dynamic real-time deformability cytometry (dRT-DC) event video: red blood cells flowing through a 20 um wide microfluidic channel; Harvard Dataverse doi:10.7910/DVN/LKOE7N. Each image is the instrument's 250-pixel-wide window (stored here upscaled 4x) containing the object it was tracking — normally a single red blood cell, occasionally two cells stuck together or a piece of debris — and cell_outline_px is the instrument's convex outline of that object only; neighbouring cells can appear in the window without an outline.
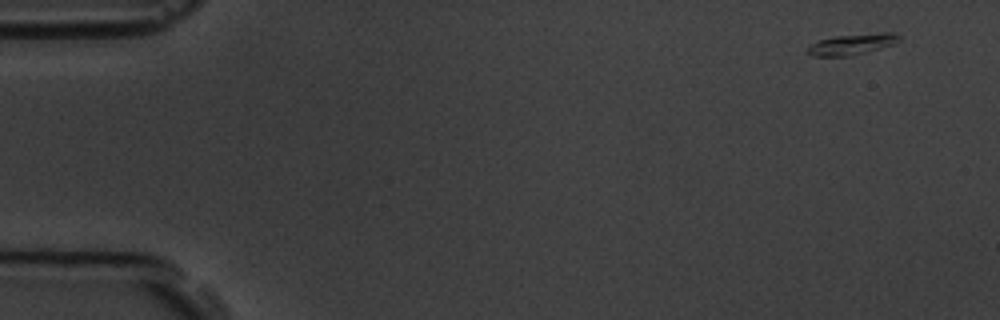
{"species": "common noctule bat (a hibernating species)", "species_latin": "Nyctalus noctula", "temperature_condition": "room temperature", "stored_images_in_passage": 5, "camera_frame_rate_fps": 3000, "um_per_image_px": 0.085, "animal": {"sex": "male", "body_mass_g": 19.5, "forearm_length_mm": 54.6}, "frame": {"image": 1, "passage_image": 1, "time_ms": 0.0, "image_size_px": [1000, 320], "cell_outline_px": [[900, 40], [892, 44], [880, 48], [852, 56], [812, 56], [808, 52], [808, 48], [812, 44], [820, 40], [832, 36], [880, 32], [896, 32], [900, 36]], "centroid_in_image_um": [72.46, 3.74], "position_along_channel_um": 12.5, "area_um2": 11.16}}